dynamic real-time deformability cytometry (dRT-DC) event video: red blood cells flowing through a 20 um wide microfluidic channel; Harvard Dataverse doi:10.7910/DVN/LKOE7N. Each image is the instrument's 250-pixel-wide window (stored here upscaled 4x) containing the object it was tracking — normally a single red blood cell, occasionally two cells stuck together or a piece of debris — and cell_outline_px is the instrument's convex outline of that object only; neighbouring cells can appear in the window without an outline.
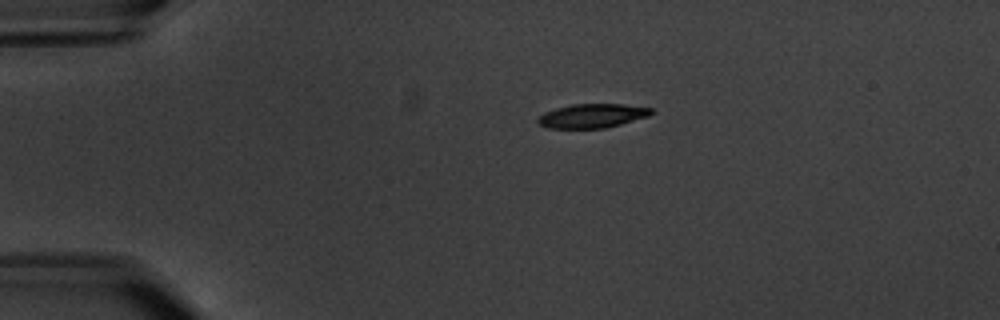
{"species": "common noctule bat (a hibernating species)", "species_latin": "Nyctalus noctula", "temperature_condition": "warm", "stored_images_in_passage": 11, "camera_frame_rate_fps": 3000, "um_per_image_px": 0.085, "animal": {"sex": "male", "body_mass_g": 20.1, "forearm_length_mm": 53.5}, "frame": {"image": 1, "passage_image": 4, "time_ms": 4.333, "image_size_px": [1000, 320], "cell_outline_px": [[656, 112], [648, 116], [620, 124], [604, 128], [548, 128], [540, 124], [536, 120], [544, 112], [556, 108], [572, 104], [624, 104], [652, 108]], "centroid_in_image_um": [50.36, 9.83], "position_along_channel_um": 34.6, "area_um2": 15.84}}
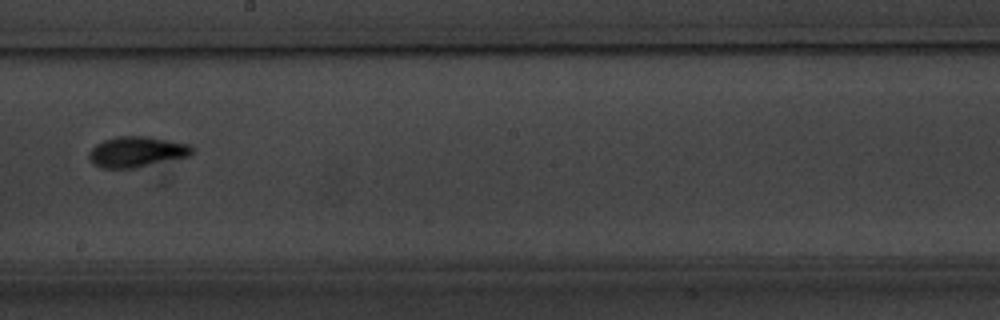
{"frame": {"image": 2, "passage_image": 10, "time_ms": 11.667, "image_size_px": [1000, 320], "cell_outline_px": [[196, 152], [192, 156], [136, 168], [100, 168], [88, 156], [88, 152], [96, 144], [104, 140], [116, 136], [148, 136], [192, 144], [196, 148]], "centroid_in_image_um": [11.73, 12.9], "position_along_channel_um": 236.5, "area_um2": 18.84}}